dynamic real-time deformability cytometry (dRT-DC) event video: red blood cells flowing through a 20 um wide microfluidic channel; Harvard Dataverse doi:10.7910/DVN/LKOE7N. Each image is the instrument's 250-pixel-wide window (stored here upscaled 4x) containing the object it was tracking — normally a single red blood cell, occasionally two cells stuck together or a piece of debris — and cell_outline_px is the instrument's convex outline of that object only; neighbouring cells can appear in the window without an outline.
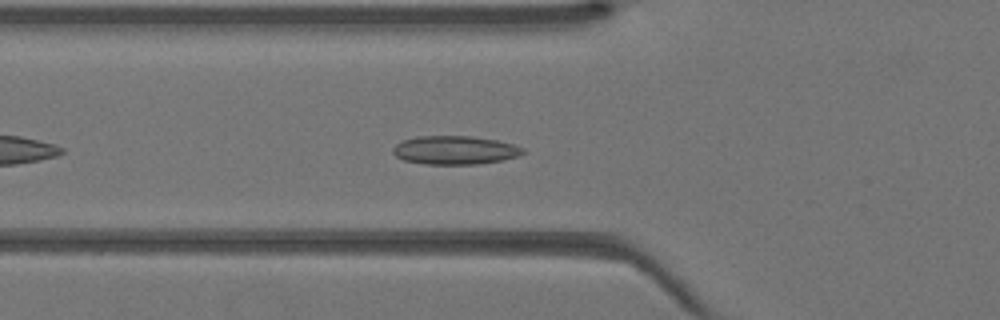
{"species": "Egyptian fruit bat (a non-hibernating species)", "species_latin": "Rousettus aegyptiacus", "temperature_condition": "warm", "stored_images_in_passage": 33, "camera_frame_rate_fps": 3000, "um_per_image_px": 0.085, "animal": {"sex": "female"}, "frame": {"image": 1, "passage_image": 5, "time_ms": 1.333, "image_size_px": [1000, 320], "cell_outline_px": [[524, 152], [520, 156], [504, 160], [476, 164], [424, 164], [404, 160], [396, 156], [392, 152], [392, 148], [396, 144], [404, 140], [416, 136], [472, 136], [496, 140], [512, 144], [524, 148]], "centroid_in_image_um": [38.67, 12.76], "position_along_channel_um": 87.1, "area_um2": 21.68}}
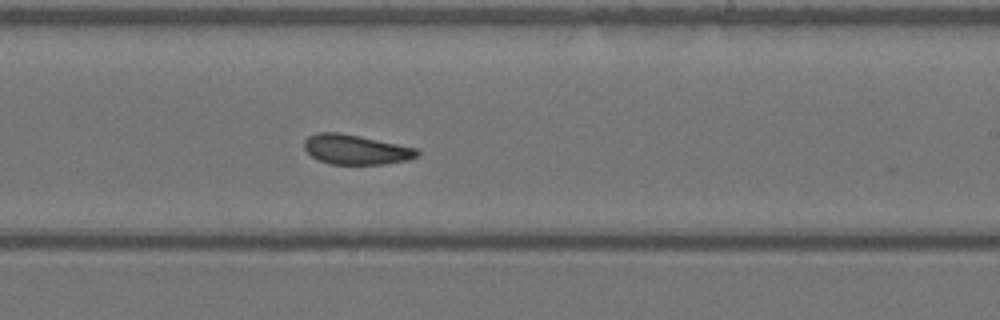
{"frame": {"image": 2, "passage_image": 16, "time_ms": 5.0, "image_size_px": [1000, 320], "cell_outline_px": [[420, 156], [408, 160], [384, 164], [332, 164], [320, 160], [312, 156], [304, 148], [304, 140], [308, 136], [316, 132], [340, 132], [360, 136], [416, 148], [420, 152]], "centroid_in_image_um": [30.25, 12.7], "position_along_channel_um": 258.7, "area_um2": 19.59}}
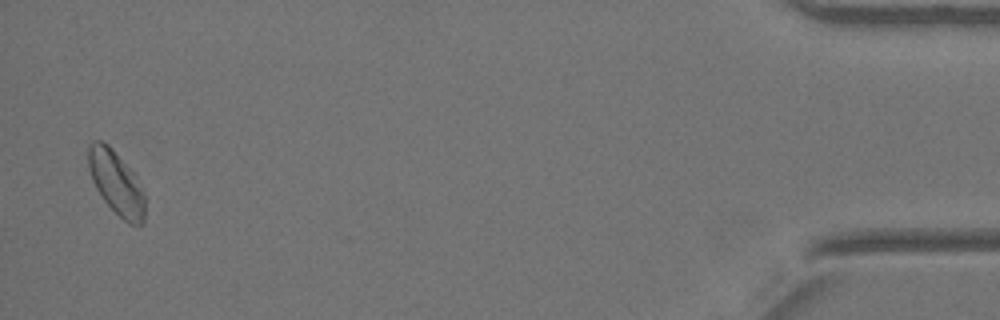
{"frame": {"image": 3, "passage_image": 32, "time_ms": 10.333, "image_size_px": [1000, 320], "cell_outline_px": [[144, 224], [128, 224], [104, 200], [96, 188], [92, 180], [88, 168], [88, 144], [92, 140], [104, 140], [112, 148], [136, 176], [144, 192]], "centroid_in_image_um": [9.86, 15.5], "position_along_channel_um": 425.3, "area_um2": 20.92}}